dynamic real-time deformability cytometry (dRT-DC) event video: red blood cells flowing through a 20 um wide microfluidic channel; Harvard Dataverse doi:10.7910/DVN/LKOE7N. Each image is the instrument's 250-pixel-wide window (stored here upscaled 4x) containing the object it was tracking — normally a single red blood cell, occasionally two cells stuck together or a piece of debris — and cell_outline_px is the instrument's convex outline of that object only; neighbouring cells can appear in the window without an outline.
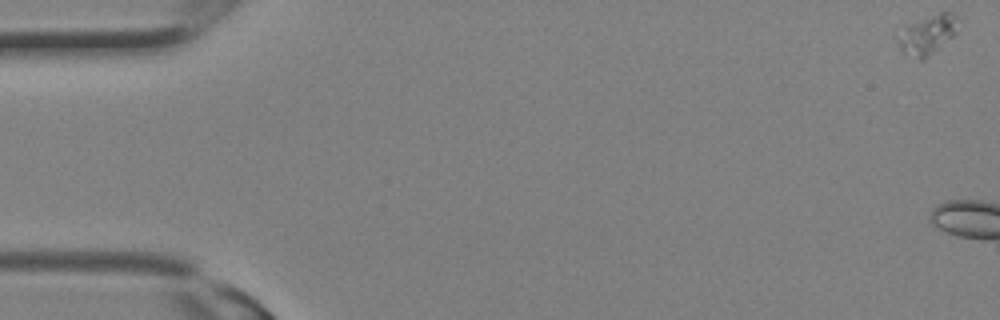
{"species": "Egyptian fruit bat (a non-hibernating species)", "species_latin": "Rousettus aegyptiacus", "temperature_condition": "room temperature", "stored_images_in_passage": 3, "camera_frame_rate_fps": 3000, "um_per_image_px": 0.085, "animal": {"sex": "female"}, "frame": {"image": 1, "passage_image": 1, "time_ms": 0.0, "image_size_px": [1000, 320], "cell_outline_px": [[960, 20], [956, 32], [952, 36], [924, 60], [920, 60], [900, 52], [896, 40], [904, 24], [940, 12], [952, 12]], "centroid_in_image_um": [78.79, 2.93], "position_along_channel_um": 6.2, "area_um2": 14.1}}